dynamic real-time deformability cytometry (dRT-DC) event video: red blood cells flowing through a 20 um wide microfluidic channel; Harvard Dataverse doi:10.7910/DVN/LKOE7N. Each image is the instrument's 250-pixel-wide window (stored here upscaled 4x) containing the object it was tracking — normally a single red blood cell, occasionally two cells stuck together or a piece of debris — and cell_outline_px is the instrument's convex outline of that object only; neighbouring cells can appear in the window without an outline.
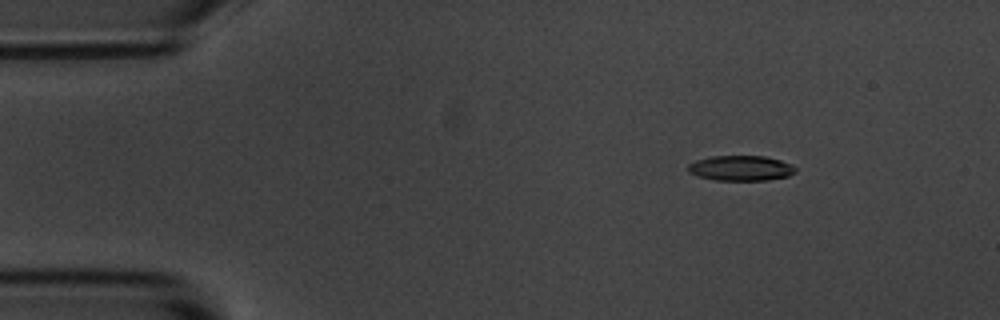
{"species": "common noctule bat (a hibernating species)", "species_latin": "Nyctalus noctula", "temperature_condition": "room temperature", "stored_images_in_passage": 8, "camera_frame_rate_fps": 3000, "um_per_image_px": 0.085, "animal": {"sex": "male", "body_mass_g": 20.1, "forearm_length_mm": 53.5}, "frame": {"image": 1, "passage_image": 3, "time_ms": 2.333, "image_size_px": [1000, 320], "cell_outline_px": [[796, 172], [788, 176], [768, 180], [716, 180], [696, 176], [688, 172], [688, 164], [696, 160], [712, 156], [764, 156], [780, 160], [792, 164], [796, 168]], "centroid_in_image_um": [62.97, 14.29], "position_along_channel_um": 22.0, "area_um2": 15.84}}
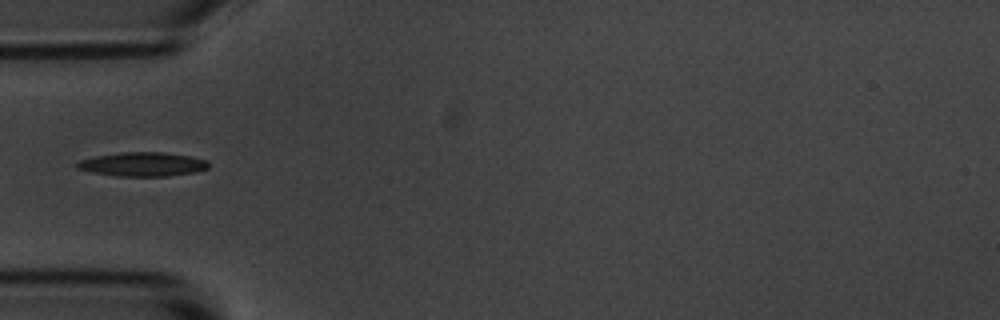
{"frame": {"image": 2, "passage_image": 6, "time_ms": 5.667, "image_size_px": [1000, 320], "cell_outline_px": [[208, 168], [196, 172], [168, 176], [116, 176], [92, 172], [76, 168], [76, 164], [80, 160], [96, 156], [124, 152], [160, 152], [192, 156], [208, 160]], "centroid_in_image_um": [12.15, 13.96], "position_along_channel_um": 72.8, "area_um2": 18.38}}
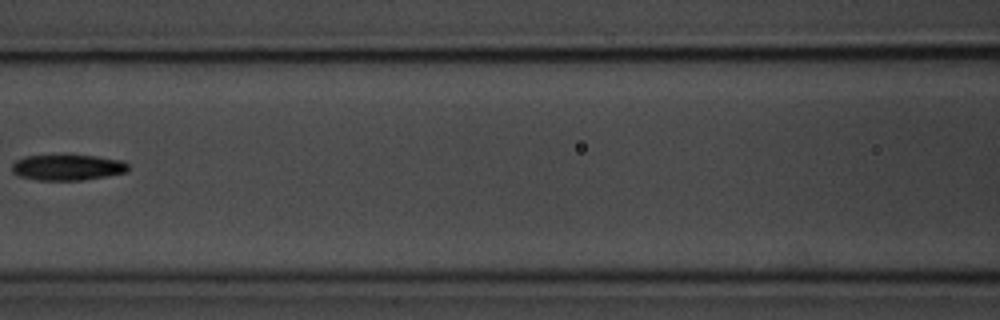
{"frame": {"image": 3, "passage_image": 8, "time_ms": 8.0, "image_size_px": [1000, 320], "cell_outline_px": [[128, 168], [124, 172], [104, 176], [80, 180], [40, 180], [20, 176], [12, 172], [12, 164], [16, 160], [24, 156], [96, 156], [124, 160], [128, 164]], "centroid_in_image_um": [5.73, 14.23], "position_along_channel_um": 160.9, "area_um2": 17.11}}